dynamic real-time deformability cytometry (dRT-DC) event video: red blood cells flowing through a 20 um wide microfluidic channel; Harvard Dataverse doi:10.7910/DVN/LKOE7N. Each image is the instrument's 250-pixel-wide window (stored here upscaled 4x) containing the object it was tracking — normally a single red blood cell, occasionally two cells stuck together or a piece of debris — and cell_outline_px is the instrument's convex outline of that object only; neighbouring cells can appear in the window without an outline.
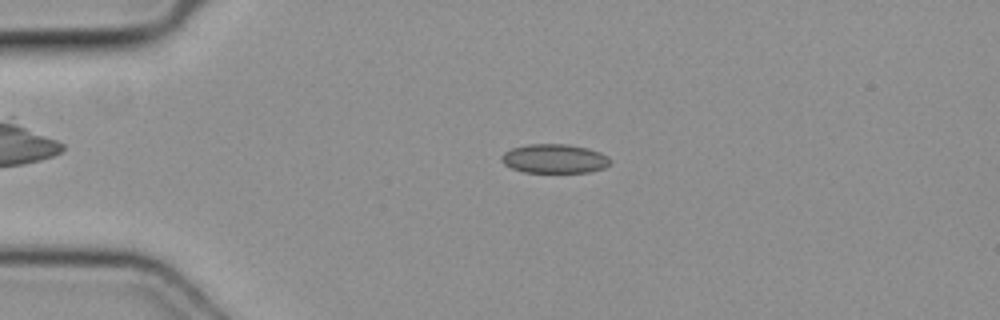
{"species": "common noctule bat (a hibernating species)", "species_latin": "Nyctalus noctula", "temperature_condition": "cold", "stored_images_in_passage": 44, "camera_frame_rate_fps": 3000, "um_per_image_px": 0.085, "animal": {"sex": "female", "body_mass_g": 19.3, "forearm_length_mm": 54.1}, "frame": {"image": 1, "passage_image": 6, "time_ms": 1.667, "image_size_px": [1000, 320], "cell_outline_px": [[612, 160], [604, 168], [592, 172], [524, 172], [512, 168], [504, 164], [500, 160], [500, 156], [504, 152], [512, 148], [528, 144], [568, 144], [588, 148], [600, 152], [608, 156]], "centroid_in_image_um": [47.13, 13.48], "position_along_channel_um": 37.9, "area_um2": 18.55}}
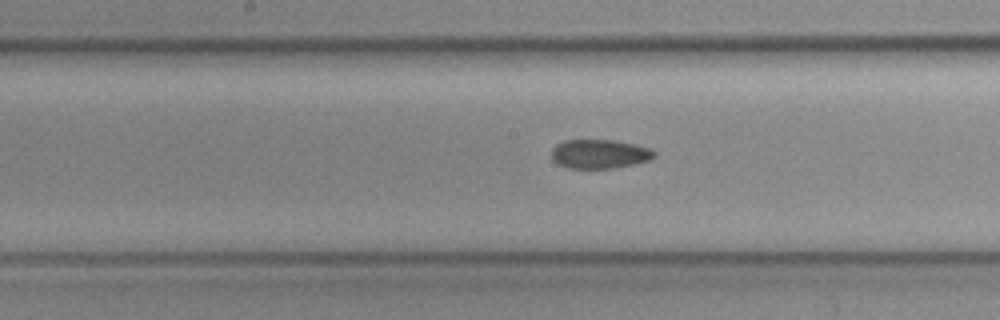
{"frame": {"image": 2, "passage_image": 20, "time_ms": 6.333, "image_size_px": [1000, 320], "cell_outline_px": [[656, 156], [648, 160], [632, 164], [612, 168], [568, 168], [552, 160], [552, 148], [556, 144], [564, 140], [612, 140], [632, 144], [648, 148], [656, 152]], "centroid_in_image_um": [50.93, 13.08], "position_along_channel_um": 197.3, "area_um2": 17.17}}
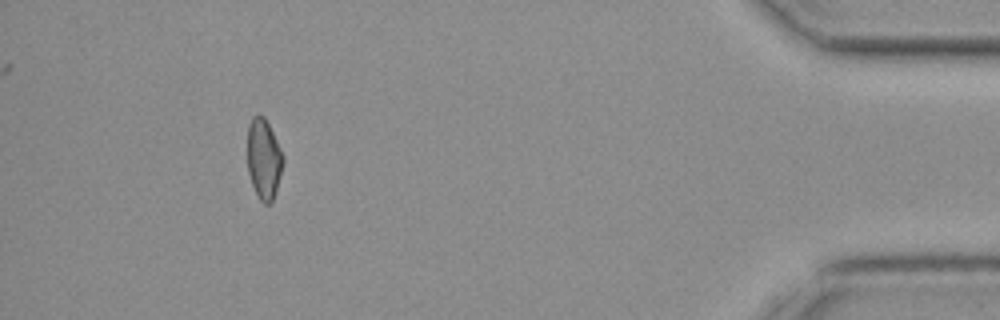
{"frame": {"image": 3, "passage_image": 40, "time_ms": 13.0, "image_size_px": [1000, 320], "cell_outline_px": [[284, 160], [276, 188], [272, 200], [268, 204], [264, 204], [260, 200], [252, 184], [248, 172], [248, 124], [252, 116], [264, 116], [284, 156]], "centroid_in_image_um": [22.41, 13.5], "position_along_channel_um": 412.8, "area_um2": 16.3}}